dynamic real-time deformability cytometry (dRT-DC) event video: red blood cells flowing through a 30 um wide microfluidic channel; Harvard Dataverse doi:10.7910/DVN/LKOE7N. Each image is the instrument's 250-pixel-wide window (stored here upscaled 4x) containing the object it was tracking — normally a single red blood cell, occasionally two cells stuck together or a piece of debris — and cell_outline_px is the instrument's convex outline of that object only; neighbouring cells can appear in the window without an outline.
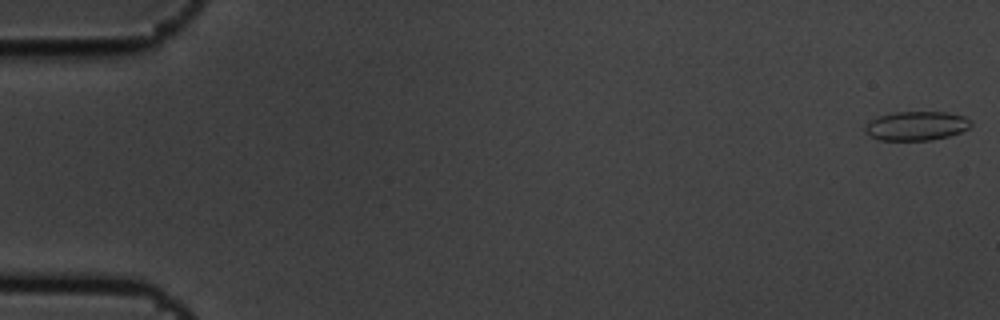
{"species": "common noctule bat (a hibernating species)", "species_latin": "Nyctalus noctula", "temperature_condition": "cold", "stored_images_in_passage": 8, "camera_frame_rate_fps": 3000, "um_per_image_px": 0.085, "animal": {"sex": "male", "body_mass_g": 19.5, "forearm_length_mm": 54.6}, "frame": {"image": 1, "passage_image": 1, "time_ms": 0.0, "image_size_px": [1000, 320], "cell_outline_px": [[972, 124], [968, 128], [960, 132], [948, 136], [932, 140], [880, 140], [872, 136], [864, 128], [872, 120], [880, 116], [896, 112], [948, 112], [964, 116]], "centroid_in_image_um": [77.93, 10.7], "position_along_channel_um": 7.1, "area_um2": 17.57}}
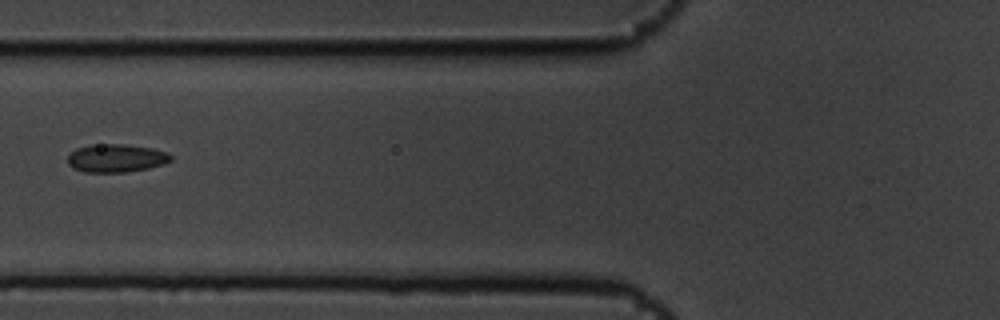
{"frame": {"image": 2, "passage_image": 6, "time_ms": 1.667, "image_size_px": [1000, 320], "cell_outline_px": [[172, 160], [164, 164], [148, 168], [124, 172], [84, 172], [72, 168], [68, 164], [68, 156], [76, 148], [88, 144], [124, 144], [152, 148], [164, 152], [172, 156]], "centroid_in_image_um": [9.84, 13.44], "position_along_channel_um": 116.0, "area_um2": 16.94}}
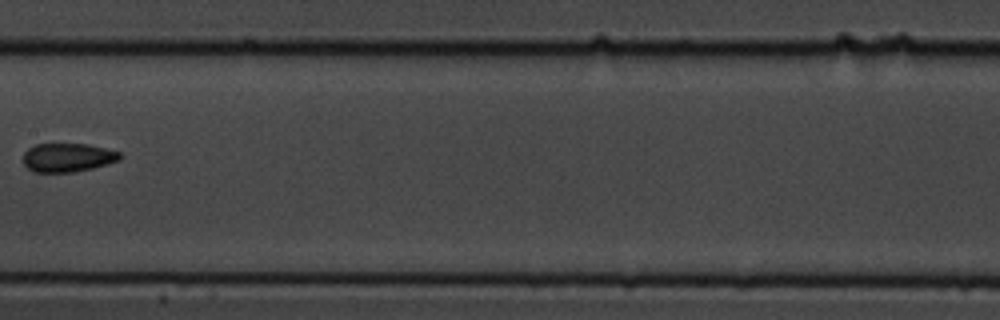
{"frame": {"image": 3, "passage_image": 8, "time_ms": 2.333, "image_size_px": [1000, 320], "cell_outline_px": [[124, 156], [120, 160], [108, 164], [76, 172], [32, 172], [24, 164], [24, 152], [28, 148], [36, 144], [88, 144], [120, 152]], "centroid_in_image_um": [5.78, 13.39], "position_along_channel_um": 201.6, "area_um2": 16.3}}